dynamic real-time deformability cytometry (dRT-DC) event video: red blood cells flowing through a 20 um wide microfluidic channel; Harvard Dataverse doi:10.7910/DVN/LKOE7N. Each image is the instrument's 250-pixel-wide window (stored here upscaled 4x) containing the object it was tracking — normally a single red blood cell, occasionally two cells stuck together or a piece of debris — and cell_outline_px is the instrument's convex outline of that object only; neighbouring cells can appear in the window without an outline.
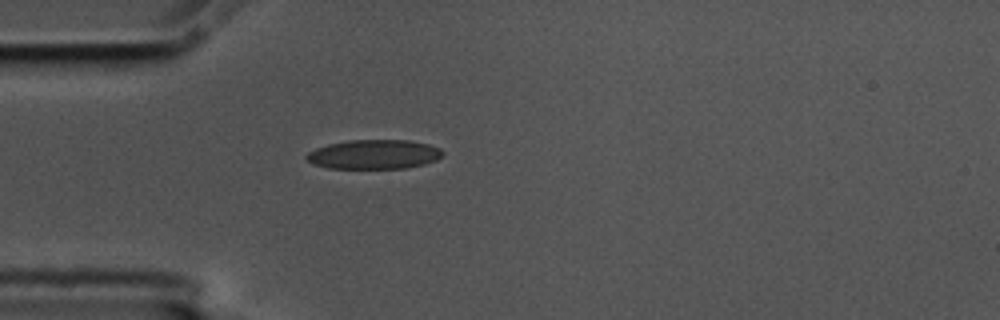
{"species": "common noctule bat (a hibernating species)", "species_latin": "Nyctalus noctula", "temperature_condition": "cold", "stored_images_in_passage": 42, "camera_frame_rate_fps": 3000, "um_per_image_px": 0.085, "animal": {"sex": "male", "body_mass_g": 17.5, "forearm_length_mm": 52.3}, "frame": {"image": 1, "passage_image": 1, "time_ms": 0.0, "image_size_px": [1000, 320], "cell_outline_px": [[444, 156], [436, 160], [424, 164], [408, 168], [328, 168], [312, 164], [304, 156], [308, 152], [316, 148], [328, 144], [348, 140], [408, 140], [428, 144], [440, 148], [444, 152]], "centroid_in_image_um": [31.8, 13.12], "position_along_channel_um": 53.2, "area_um2": 23.41}}
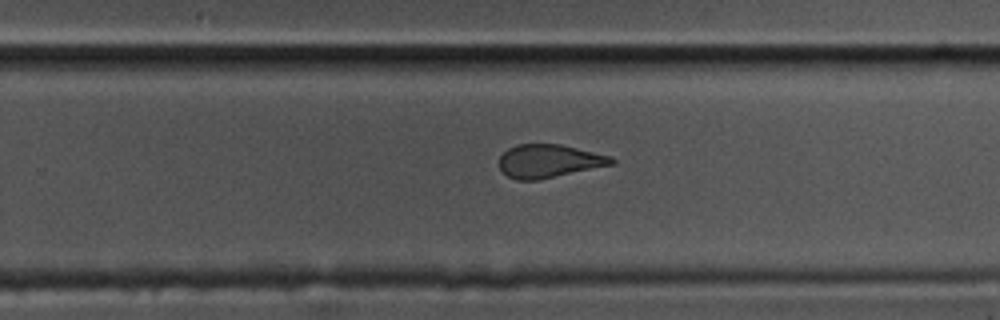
{"frame": {"image": 2, "passage_image": 21, "time_ms": 6.667, "image_size_px": [1000, 320], "cell_outline_px": [[616, 164], [536, 180], [516, 180], [508, 176], [500, 168], [500, 156], [508, 148], [516, 144], [560, 144], [612, 156], [616, 160]], "centroid_in_image_um": [46.69, 13.68], "position_along_channel_um": 283.1, "area_um2": 21.73}}
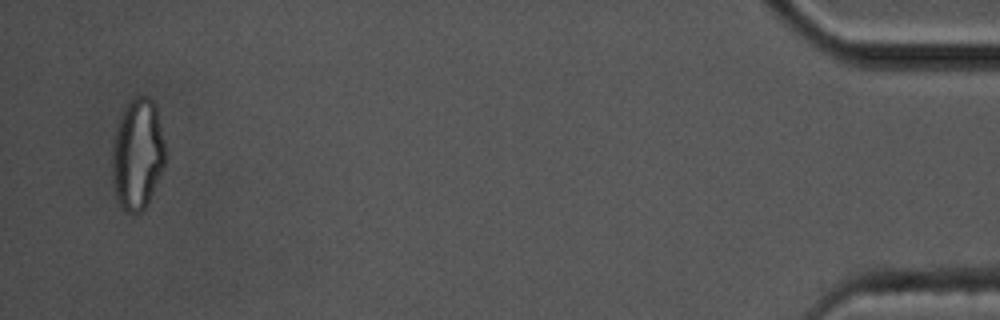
{"frame": {"image": 3, "passage_image": 40, "time_ms": 13.0, "image_size_px": [1000, 320], "cell_outline_px": [[164, 164], [148, 204], [140, 212], [124, 212], [116, 196], [112, 184], [112, 144], [120, 116], [124, 108], [132, 96], [148, 96], [156, 104], [164, 144]], "centroid_in_image_um": [11.66, 13.09], "position_along_channel_um": 423.5, "area_um2": 34.39}, "authors_computed_cell_mechanics": {"area_um2": 23.4957, "velocity_mm_per_s": 3.546, "shape_relaxation_time_tau1_ms": null, "shape_relaxation_time_tau2_ms": 1.4467, "deformation_change_tau1": null, "deformation_change_tau2": 0.076}}